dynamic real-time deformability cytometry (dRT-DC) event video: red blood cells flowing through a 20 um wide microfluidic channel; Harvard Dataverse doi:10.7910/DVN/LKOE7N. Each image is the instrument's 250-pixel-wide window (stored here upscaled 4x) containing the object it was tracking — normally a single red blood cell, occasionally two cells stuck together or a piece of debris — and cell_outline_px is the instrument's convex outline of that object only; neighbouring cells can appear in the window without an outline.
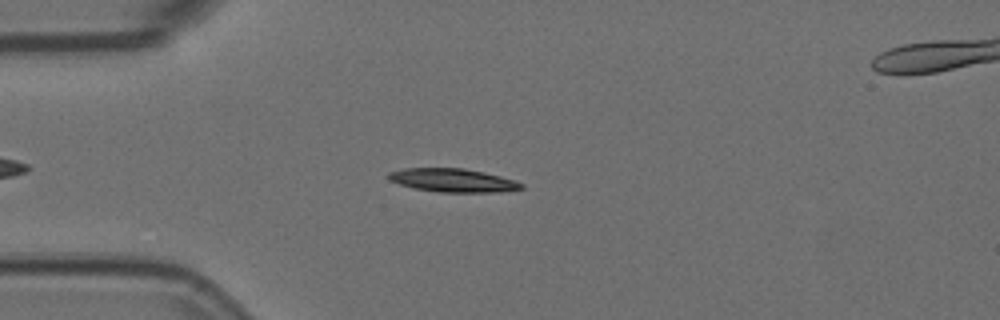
{"species": "Egyptian fruit bat (a non-hibernating species)", "species_latin": "Rousettus aegyptiacus", "temperature_condition": "room temperature", "stored_images_in_passage": 51, "camera_frame_rate_fps": 3000, "um_per_image_px": 0.085, "animal": {"sex": "female"}, "frame": {"image": 1, "passage_image": 9, "time_ms": 2.667, "image_size_px": [1000, 320], "cell_outline_px": [[524, 188], [500, 192], [440, 192], [416, 188], [400, 184], [388, 180], [388, 172], [404, 168], [464, 168], [484, 172], [516, 180], [524, 184]], "centroid_in_image_um": [38.52, 15.32], "position_along_channel_um": 46.5, "area_um2": 18.15}}
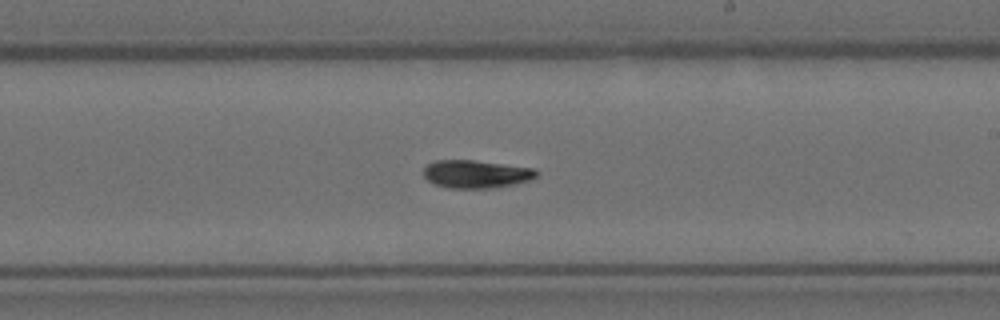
{"frame": {"image": 2, "passage_image": 27, "time_ms": 8.667, "image_size_px": [1000, 320], "cell_outline_px": [[540, 172], [532, 180], [496, 188], [448, 188], [436, 184], [428, 180], [424, 176], [424, 168], [428, 164], [436, 160], [472, 160], [536, 168]], "centroid_in_image_um": [40.52, 14.8], "position_along_channel_um": 248.5, "area_um2": 18.5}}
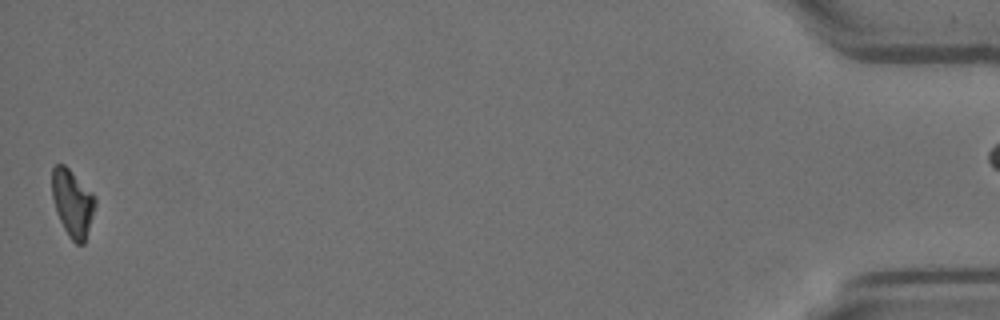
{"frame": {"image": 3, "passage_image": 50, "time_ms": 16.333, "image_size_px": [1000, 320], "cell_outline_px": [[96, 204], [84, 244], [76, 244], [68, 236], [56, 212], [52, 196], [52, 168], [56, 164], [64, 164], [96, 196]], "centroid_in_image_um": [6.16, 17.25], "position_along_channel_um": 429.0, "area_um2": 16.82}}